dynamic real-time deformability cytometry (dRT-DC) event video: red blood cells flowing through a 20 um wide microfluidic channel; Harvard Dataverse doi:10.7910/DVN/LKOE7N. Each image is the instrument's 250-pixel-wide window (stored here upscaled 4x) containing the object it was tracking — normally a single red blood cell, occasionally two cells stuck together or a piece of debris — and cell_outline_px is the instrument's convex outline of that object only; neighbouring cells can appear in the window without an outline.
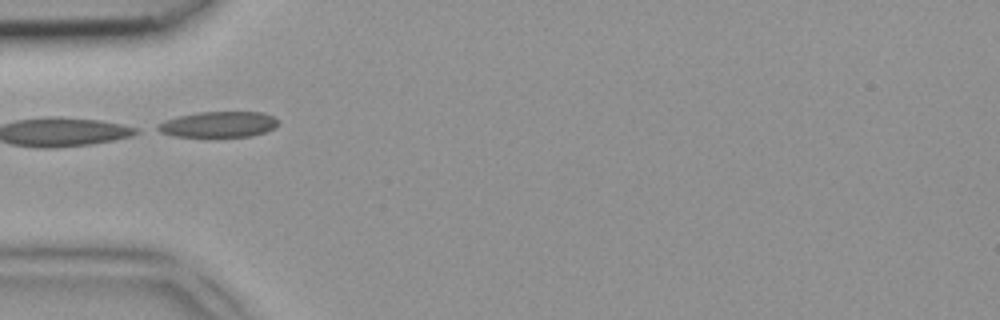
{"species": "common noctule bat (a hibernating species)", "species_latin": "Nyctalus noctula", "temperature_condition": "room temperature", "stored_images_in_passage": 2, "camera_frame_rate_fps": 3000, "um_per_image_px": 0.085, "animal": {"sex": "female", "body_mass_g": 18.4}, "frame": {"image": 1, "passage_image": 1, "time_ms": 0.0, "image_size_px": [1000, 320], "cell_outline_px": [[276, 128], [252, 136], [208, 140], [172, 136], [148, 128], [164, 120], [196, 112], [260, 112], [272, 116], [276, 120]], "centroid_in_image_um": [18.42, 10.64], "position_along_channel_um": 66.6, "area_um2": 19.31}}